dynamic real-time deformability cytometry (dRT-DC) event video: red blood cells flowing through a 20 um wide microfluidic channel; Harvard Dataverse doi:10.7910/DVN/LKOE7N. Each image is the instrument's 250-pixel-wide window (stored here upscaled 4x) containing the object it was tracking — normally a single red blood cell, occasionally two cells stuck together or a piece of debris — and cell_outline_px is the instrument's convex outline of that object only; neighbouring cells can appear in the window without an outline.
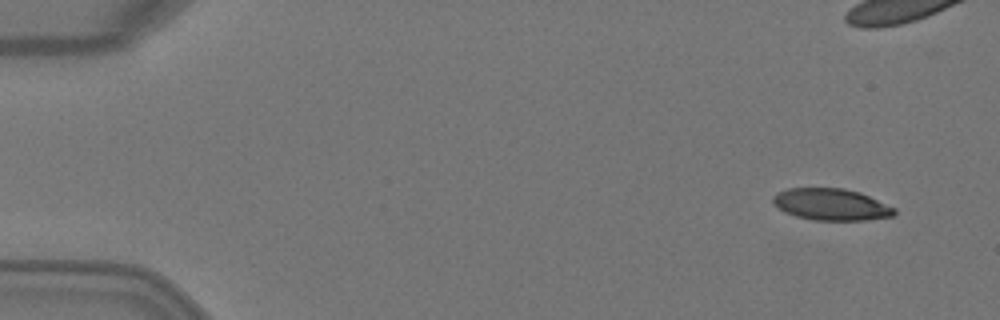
{"species": "Egyptian fruit bat (a non-hibernating species)", "species_latin": "Rousettus aegyptiacus", "temperature_condition": "warm", "stored_images_in_passage": 5, "camera_frame_rate_fps": 3000, "um_per_image_px": 0.085, "animal": {"sex": "female"}, "frame": {"image": 1, "passage_image": 1, "time_ms": 0.0, "image_size_px": [1000, 320], "cell_outline_px": [[896, 212], [892, 216], [868, 220], [812, 220], [796, 216], [784, 212], [772, 204], [772, 196], [776, 192], [788, 188], [844, 188], [860, 192], [896, 208]], "centroid_in_image_um": [70.62, 17.37], "position_along_channel_um": 14.4, "area_um2": 22.66}}
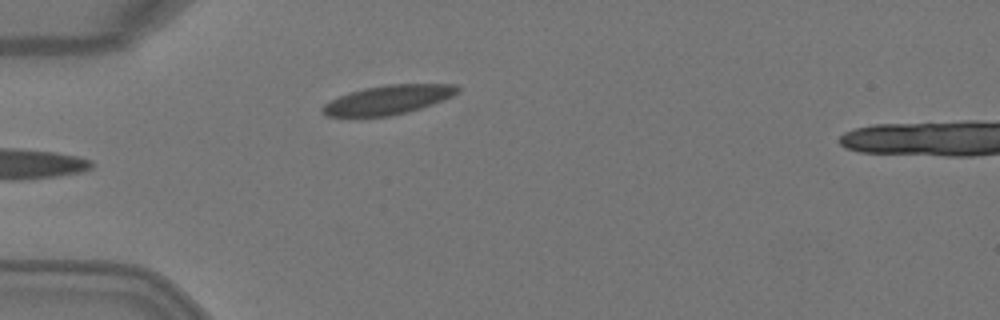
{"frame": {"image": 2, "passage_image": 5, "time_ms": 1.333, "image_size_px": [1000, 320], "cell_outline_px": [[460, 92], [452, 96], [432, 104], [408, 112], [392, 116], [328, 116], [320, 112], [320, 108], [324, 104], [348, 92], [364, 88], [388, 84], [456, 84], [460, 88]], "centroid_in_image_um": [33.0, 8.47], "position_along_channel_um": 52.0, "area_um2": 22.89}}